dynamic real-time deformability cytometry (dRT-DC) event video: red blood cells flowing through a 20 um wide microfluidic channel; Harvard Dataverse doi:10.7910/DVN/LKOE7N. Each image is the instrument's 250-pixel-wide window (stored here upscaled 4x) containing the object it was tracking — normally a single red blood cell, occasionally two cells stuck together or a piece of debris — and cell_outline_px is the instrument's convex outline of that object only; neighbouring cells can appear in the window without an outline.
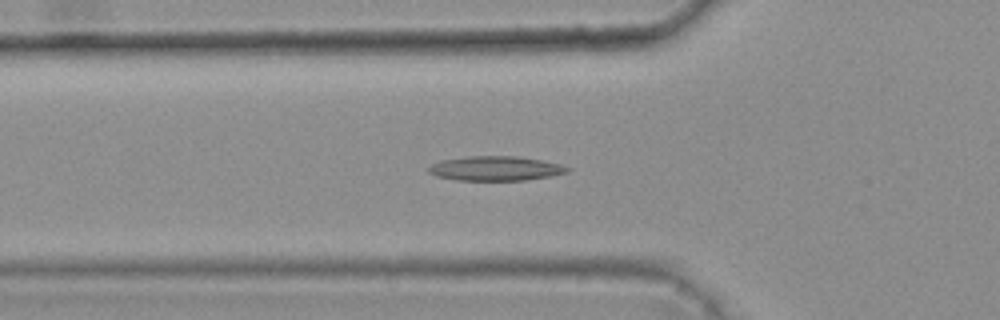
{"species": "common noctule bat (a hibernating species)", "species_latin": "Nyctalus noctula", "temperature_condition": "warm", "stored_images_in_passage": 4, "camera_frame_rate_fps": 3000, "um_per_image_px": 0.085, "animal": {"sex": "female", "body_mass_g": 25.1}, "frame": {"image": 1, "passage_image": 4, "time_ms": 1.0, "image_size_px": [1000, 320], "cell_outline_px": [[572, 168], [568, 172], [548, 176], [524, 180], [456, 180], [436, 176], [428, 172], [428, 168], [432, 164], [440, 160], [468, 156], [516, 156], [540, 160], [560, 164]], "centroid_in_image_um": [42.09, 14.31], "position_along_channel_um": 83.7, "area_um2": 19.71}}